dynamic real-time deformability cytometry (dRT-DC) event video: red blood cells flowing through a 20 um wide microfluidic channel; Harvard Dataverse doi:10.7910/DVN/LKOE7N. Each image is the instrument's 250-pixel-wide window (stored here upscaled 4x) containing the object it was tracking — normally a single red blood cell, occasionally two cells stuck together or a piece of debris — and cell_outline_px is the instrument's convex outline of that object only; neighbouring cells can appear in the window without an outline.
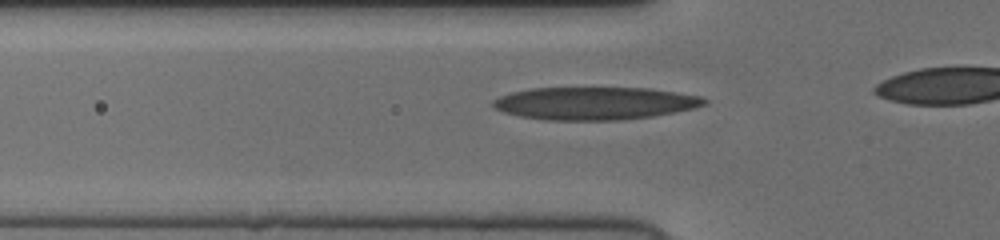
{"species": "human", "species_latin": "Homo sapiens", "temperature_condition": "cold", "stored_images_in_passage": 26, "camera_frame_rate_fps": 3000, "um_per_image_px": 0.085, "donor": {"sex": "female"}, "frame": {"image": 1, "passage_image": 14, "time_ms": 4.333, "image_size_px": [1000, 240], "cell_outline_px": [[708, 100], [704, 104], [692, 108], [652, 116], [624, 120], [544, 120], [520, 116], [504, 112], [496, 108], [492, 104], [492, 100], [500, 96], [512, 92], [528, 88], [648, 88], [700, 96]], "centroid_in_image_um": [50.5, 8.78], "position_along_channel_um": 75.3, "area_um2": 40.06}}
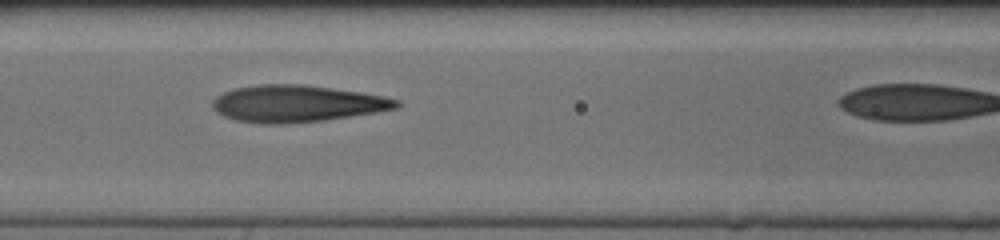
{"frame": {"image": 2, "passage_image": 19, "time_ms": 6.0, "image_size_px": [1000, 240], "cell_outline_px": [[400, 104], [396, 108], [376, 112], [324, 120], [280, 124], [268, 124], [236, 120], [224, 116], [216, 112], [212, 108], [212, 100], [216, 96], [224, 92], [236, 88], [260, 84], [300, 84], [360, 92], [384, 96], [400, 100]], "centroid_in_image_um": [25.21, 8.81], "position_along_channel_um": 141.4, "area_um2": 39.25}}
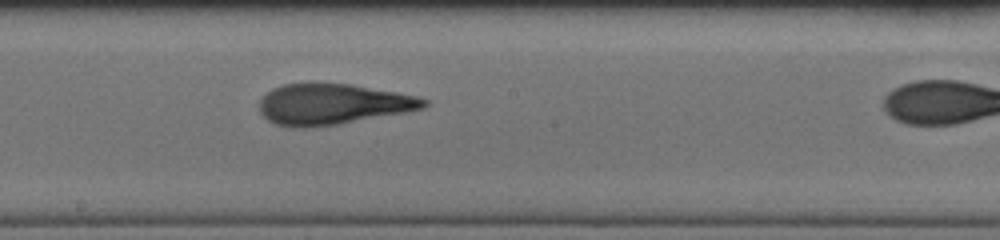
{"frame": {"image": 3, "passage_image": 25, "time_ms": 8.0, "image_size_px": [1000, 240], "cell_outline_px": [[428, 104], [424, 108], [404, 112], [336, 124], [304, 128], [292, 128], [276, 124], [268, 120], [260, 112], [260, 100], [272, 88], [284, 84], [352, 84], [396, 92], [416, 96], [428, 100]], "centroid_in_image_um": [28.26, 8.86], "position_along_channel_um": 219.9, "area_um2": 38.55}}